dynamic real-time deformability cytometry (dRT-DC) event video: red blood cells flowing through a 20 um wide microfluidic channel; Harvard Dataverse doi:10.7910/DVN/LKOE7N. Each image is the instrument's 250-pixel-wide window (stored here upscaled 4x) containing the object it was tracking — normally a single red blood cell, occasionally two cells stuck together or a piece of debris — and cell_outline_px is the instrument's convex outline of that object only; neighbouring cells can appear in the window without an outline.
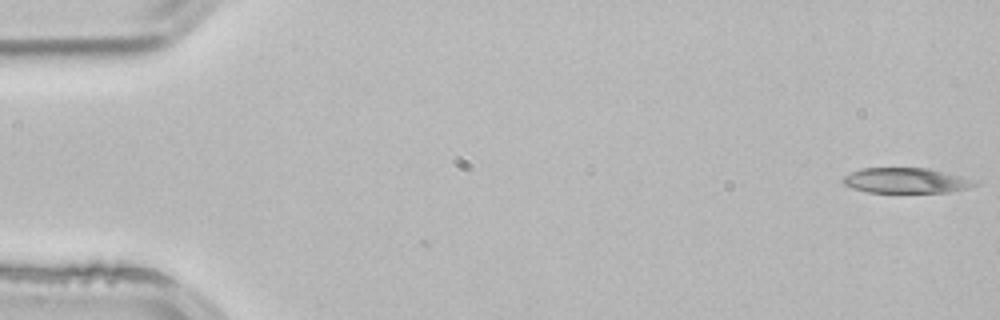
{"species": "common noctule bat (a hibernating species)", "species_latin": "Nyctalus noctula", "temperature_condition": "room temperature", "stored_images_in_passage": 3, "camera_frame_rate_fps": 3000, "um_per_image_px": 0.085, "animal": {"sex": "male", "body_mass_g": 21.5, "forearm_length_mm": 52.0}, "frame": {"image": 1, "passage_image": 1, "time_ms": 0.0, "image_size_px": [1000, 320], "cell_outline_px": [[980, 184], [968, 188], [948, 192], [868, 192], [852, 188], [844, 184], [840, 180], [844, 176], [860, 168], [928, 168], [976, 180]], "centroid_in_image_um": [77.0, 15.34], "position_along_channel_um": 8.0, "area_um2": 19.36}}